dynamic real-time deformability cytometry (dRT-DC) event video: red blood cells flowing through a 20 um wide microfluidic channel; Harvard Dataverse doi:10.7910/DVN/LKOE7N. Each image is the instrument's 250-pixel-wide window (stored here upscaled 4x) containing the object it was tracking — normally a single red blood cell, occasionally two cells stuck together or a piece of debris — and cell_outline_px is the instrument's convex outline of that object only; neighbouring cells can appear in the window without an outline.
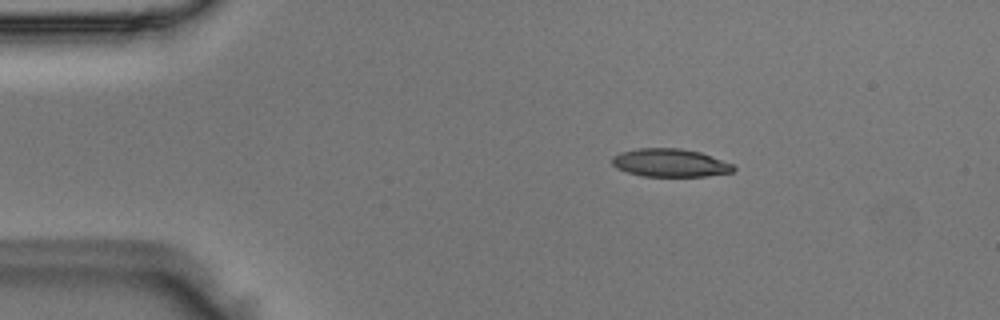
{"species": "Egyptian fruit bat (a non-hibernating species)", "species_latin": "Rousettus aegyptiacus", "temperature_condition": "room temperature", "stored_images_in_passage": 43, "camera_frame_rate_fps": 3000, "um_per_image_px": 0.085, "animal": {"sex": "male"}, "frame": {"image": 1, "passage_image": 1, "time_ms": 0.0, "image_size_px": [1000, 320], "cell_outline_px": [[736, 168], [732, 172], [708, 176], [640, 176], [616, 168], [612, 164], [612, 156], [620, 152], [636, 148], [680, 148], [700, 152], [732, 164]], "centroid_in_image_um": [56.92, 13.84], "position_along_channel_um": 28.1, "area_um2": 19.88}}
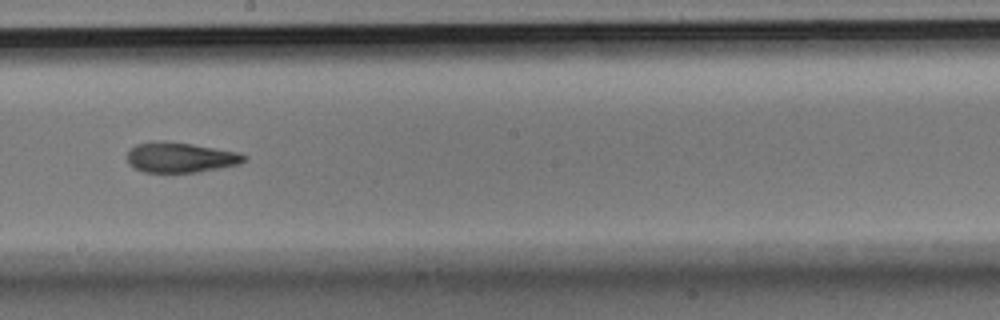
{"frame": {"image": 2, "passage_image": 21, "time_ms": 6.667, "image_size_px": [1000, 320], "cell_outline_px": [[248, 160], [240, 164], [196, 172], [144, 172], [128, 164], [128, 152], [136, 144], [156, 140], [164, 140], [192, 144], [240, 152], [248, 156]], "centroid_in_image_um": [15.37, 13.37], "position_along_channel_um": 232.8, "area_um2": 20.69}}
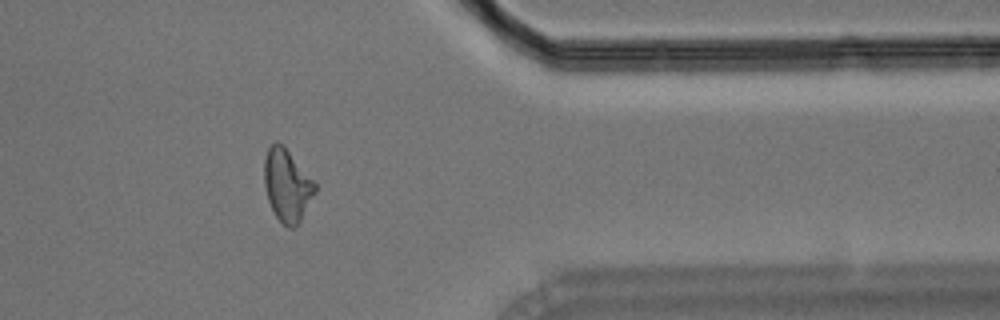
{"frame": {"image": 3, "passage_image": 34, "time_ms": 11.0, "image_size_px": [1000, 320], "cell_outline_px": [[316, 192], [300, 220], [292, 228], [288, 228], [276, 216], [268, 200], [264, 184], [264, 160], [268, 148], [276, 140], [284, 144], [316, 184]], "centroid_in_image_um": [24.39, 15.7], "position_along_channel_um": 387.0, "area_um2": 21.27}}